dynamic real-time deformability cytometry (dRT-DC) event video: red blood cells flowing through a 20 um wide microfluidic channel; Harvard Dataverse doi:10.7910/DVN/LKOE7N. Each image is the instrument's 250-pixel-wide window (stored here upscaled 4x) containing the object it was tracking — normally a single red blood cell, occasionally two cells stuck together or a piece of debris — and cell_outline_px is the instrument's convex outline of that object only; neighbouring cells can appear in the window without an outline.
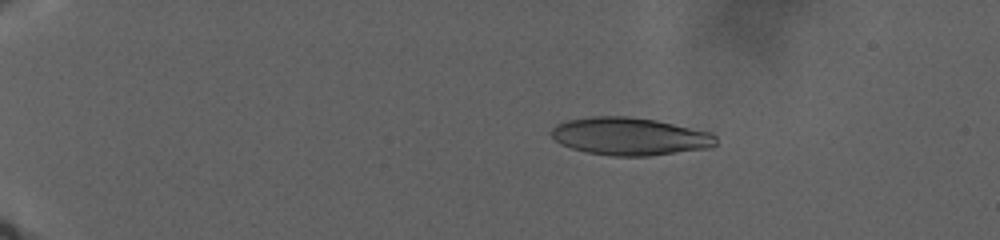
{"species": "human", "species_latin": "Homo sapiens", "temperature_condition": "warm", "stored_images_in_passage": 75, "camera_frame_rate_fps": 3000, "um_per_image_px": 0.085, "donor": {"sex": "male"}, "frame": {"image": 1, "passage_image": 13, "time_ms": 7.667, "image_size_px": [1000, 240], "cell_outline_px": [[716, 144], [712, 148], [648, 156], [612, 156], [584, 152], [560, 144], [552, 136], [552, 128], [556, 124], [568, 120], [592, 116], [628, 116], [656, 120], [712, 132], [716, 136]], "centroid_in_image_um": [53.56, 11.59], "position_along_channel_um": 31.4, "area_um2": 36.41}}
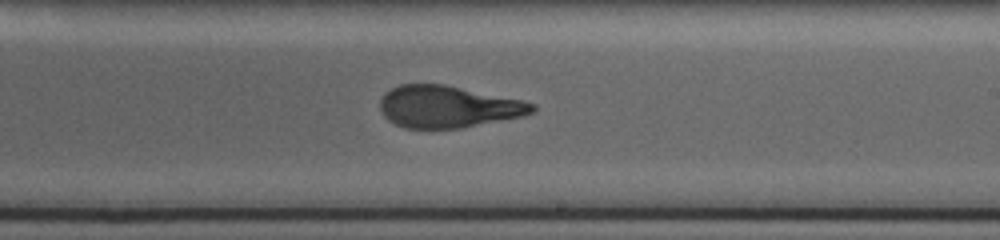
{"frame": {"image": 2, "passage_image": 38, "time_ms": 24.667, "image_size_px": [1000, 240], "cell_outline_px": [[536, 108], [532, 112], [524, 116], [460, 128], [404, 128], [388, 120], [384, 116], [380, 108], [380, 100], [384, 92], [400, 84], [444, 84], [524, 100], [536, 104]], "centroid_in_image_um": [38.08, 9.06], "position_along_channel_um": 250.9, "area_um2": 37.28}}
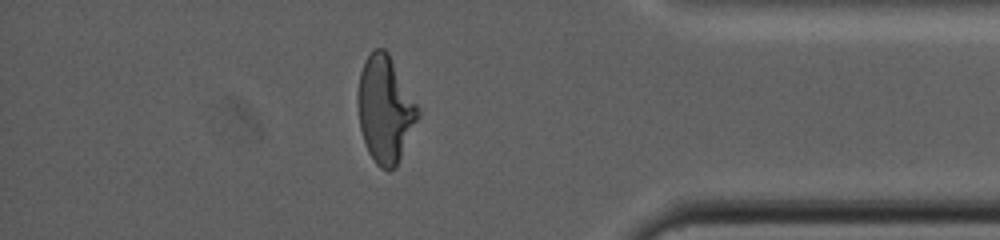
{"frame": {"image": 3, "passage_image": 63, "time_ms": 33.333, "image_size_px": [1000, 240], "cell_outline_px": [[420, 116], [396, 168], [388, 172], [380, 168], [376, 164], [368, 152], [360, 128], [356, 100], [356, 96], [360, 72], [364, 60], [372, 48], [384, 48], [388, 52], [420, 108]], "centroid_in_image_um": [32.73, 9.29], "position_along_channel_um": 402.5, "area_um2": 38.03}}